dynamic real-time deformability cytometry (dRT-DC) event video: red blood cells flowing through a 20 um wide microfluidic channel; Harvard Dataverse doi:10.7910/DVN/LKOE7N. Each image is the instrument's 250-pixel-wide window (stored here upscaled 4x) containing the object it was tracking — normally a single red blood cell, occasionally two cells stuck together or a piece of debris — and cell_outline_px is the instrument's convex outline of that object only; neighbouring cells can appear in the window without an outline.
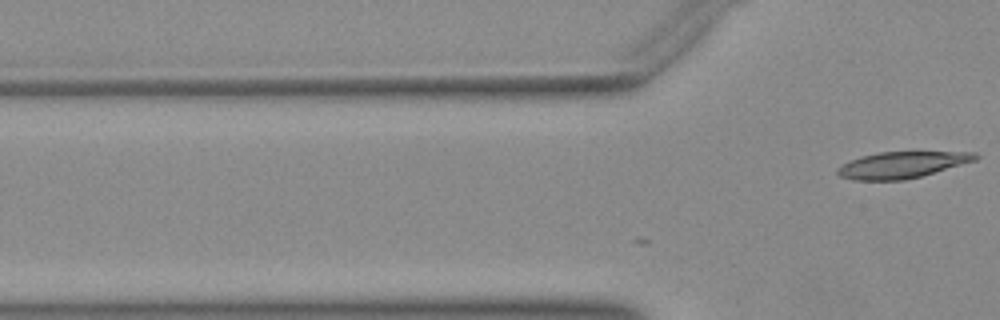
{"species": "Egyptian fruit bat (a non-hibernating species)", "species_latin": "Rousettus aegyptiacus", "temperature_condition": "warm", "stored_images_in_passage": 3, "camera_frame_rate_fps": 3000, "um_per_image_px": 0.085, "animal": {"sex": "female"}, "frame": {"image": 1, "passage_image": 3, "time_ms": 0.667, "image_size_px": [1000, 320], "cell_outline_px": [[980, 156], [976, 160], [920, 176], [904, 180], [852, 180], [840, 176], [836, 172], [836, 168], [840, 164], [860, 156], [876, 152], [976, 152]], "centroid_in_image_um": [76.6, 14.01], "position_along_channel_um": 49.2, "area_um2": 21.21}}